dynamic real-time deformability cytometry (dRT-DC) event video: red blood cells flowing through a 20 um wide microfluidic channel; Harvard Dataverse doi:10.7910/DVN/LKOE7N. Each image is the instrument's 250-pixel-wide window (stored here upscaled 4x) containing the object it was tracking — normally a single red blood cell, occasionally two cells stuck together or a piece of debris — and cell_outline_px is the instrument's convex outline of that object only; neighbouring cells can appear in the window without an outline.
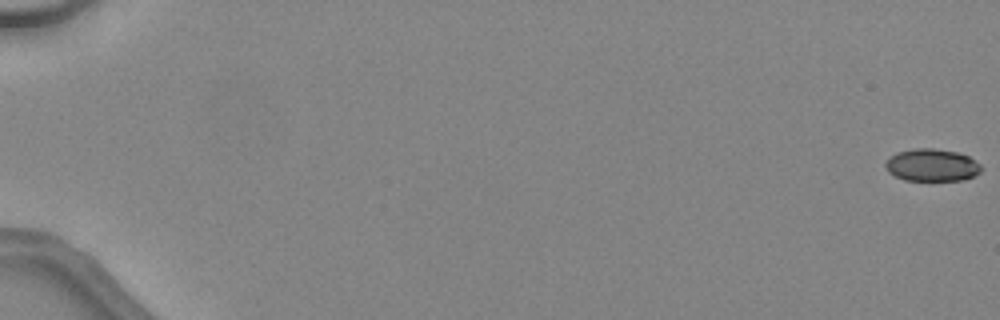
{"species": "common noctule bat (a hibernating species)", "species_latin": "Nyctalus noctula", "temperature_condition": "warm", "stored_images_in_passage": 48, "camera_frame_rate_fps": 3000, "um_per_image_px": 0.085, "animal": {"sex": "female", "body_mass_g": 24.6, "forearm_length_mm": 56.2}, "frame": {"image": 1, "passage_image": 1, "time_ms": 0.0, "image_size_px": [1000, 320], "cell_outline_px": [[980, 172], [964, 180], [904, 180], [888, 172], [884, 164], [896, 152], [912, 148], [932, 148], [956, 152], [968, 156], [980, 164]], "centroid_in_image_um": [79.19, 14.03], "position_along_channel_um": 5.8, "area_um2": 17.92}}
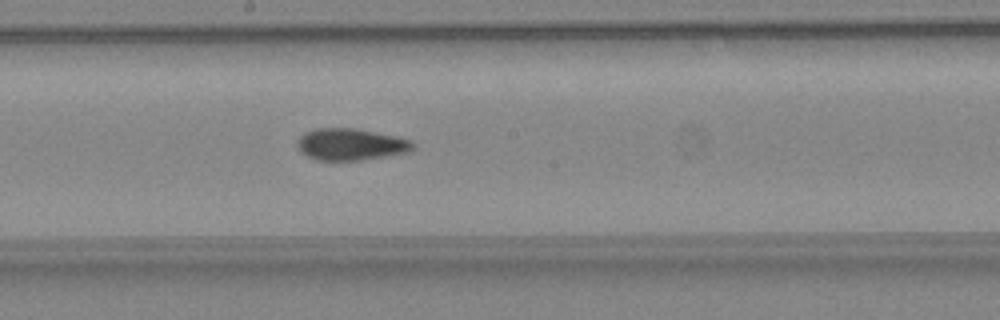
{"frame": {"image": 2, "passage_image": 29, "time_ms": 9.333, "image_size_px": [1000, 320], "cell_outline_px": [[416, 148], [408, 152], [360, 160], [316, 160], [300, 152], [296, 144], [296, 140], [304, 132], [316, 128], [356, 128], [396, 136], [412, 140], [416, 144]], "centroid_in_image_um": [29.81, 12.26], "position_along_channel_um": 218.4, "area_um2": 21.62}}
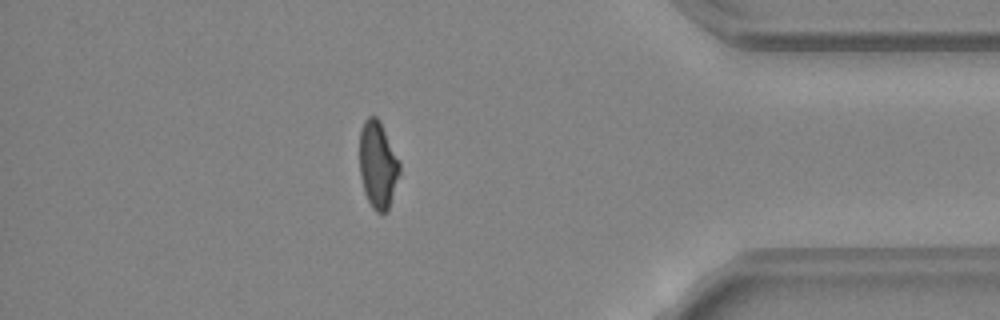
{"frame": {"image": 3, "passage_image": 43, "time_ms": 14.0, "image_size_px": [1000, 320], "cell_outline_px": [[400, 172], [388, 208], [384, 212], [376, 212], [372, 208], [364, 192], [360, 176], [360, 128], [364, 120], [368, 116], [376, 116], [380, 120], [400, 160]], "centroid_in_image_um": [32.11, 13.96], "position_along_channel_um": 403.1, "area_um2": 20.4}, "authors_computed_cell_mechanics": {"area_um2": 21.0103, "velocity_mm_per_s": 4.5715, "shape_relaxation_time_tau1_ms": 5.7807, "shape_relaxation_time_tau2_ms": 2.8723, "deformation_change_tau1": 0.1555, "deformation_change_tau2": 0.1117}}